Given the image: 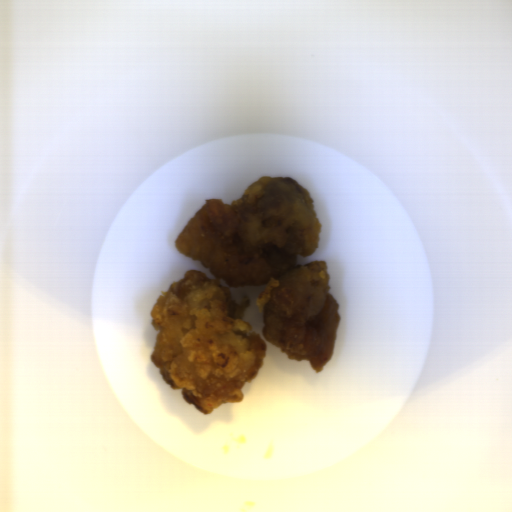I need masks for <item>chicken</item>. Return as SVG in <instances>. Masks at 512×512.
Wrapping results in <instances>:
<instances>
[{"label": "chicken", "instance_id": "1", "mask_svg": "<svg viewBox=\"0 0 512 512\" xmlns=\"http://www.w3.org/2000/svg\"><path fill=\"white\" fill-rule=\"evenodd\" d=\"M322 226L309 192L290 177L264 176L241 199H205L175 239L181 254L201 261L214 278L189 269L158 296L151 355L164 381L210 414L239 402L261 369L267 347L243 320L249 298L236 303L229 287L264 286L255 305L266 341L315 371L329 361L341 319L330 294L326 261L297 264L319 247Z\"/></svg>", "mask_w": 512, "mask_h": 512}]
</instances>
